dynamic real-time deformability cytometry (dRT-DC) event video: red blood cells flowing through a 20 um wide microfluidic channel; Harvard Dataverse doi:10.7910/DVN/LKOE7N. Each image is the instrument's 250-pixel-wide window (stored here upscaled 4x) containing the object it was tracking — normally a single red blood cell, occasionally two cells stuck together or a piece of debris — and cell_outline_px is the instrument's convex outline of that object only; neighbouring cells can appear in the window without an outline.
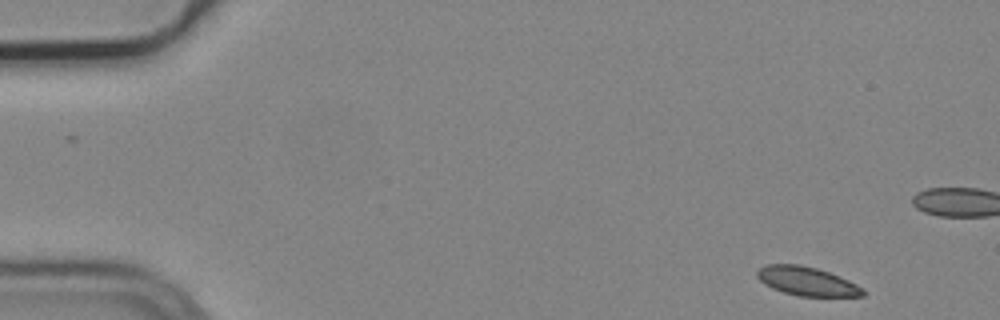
{"species": "common noctule bat (a hibernating species)", "species_latin": "Nyctalus noctula", "temperature_condition": "cold", "stored_images_in_passage": 6, "camera_frame_rate_fps": 3000, "um_per_image_px": 0.085, "animal": {"sex": "male", "body_mass_g": 19.2, "forearm_length_mm": 51.8}, "frame": {"image": 1, "passage_image": 1, "time_ms": 0.0, "image_size_px": [1000, 320], "cell_outline_px": [[864, 296], [800, 296], [784, 292], [772, 288], [764, 284], [756, 276], [756, 272], [760, 268], [768, 264], [800, 264], [816, 268], [828, 272], [848, 280], [856, 284], [864, 292]], "centroid_in_image_um": [68.54, 23.9], "position_along_channel_um": 16.5, "area_um2": 17.51}}
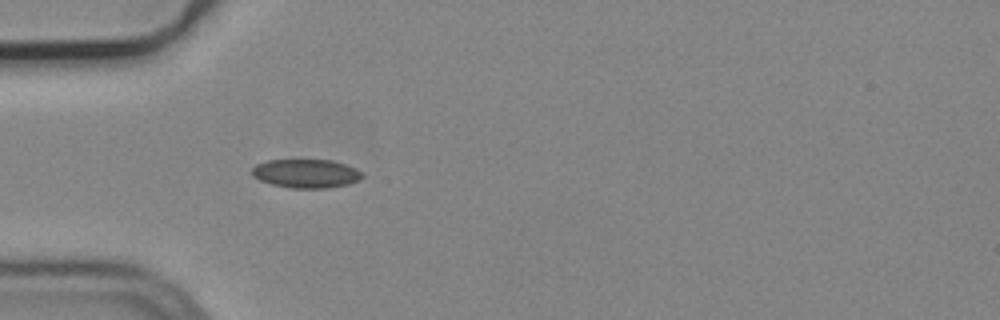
{"frame": {"image": 2, "passage_image": 6, "time_ms": 1.667, "image_size_px": [1000, 320], "cell_outline_px": [[364, 176], [348, 184], [328, 188], [292, 188], [272, 184], [260, 180], [252, 176], [252, 168], [256, 164], [268, 160], [332, 160], [356, 168], [364, 172]], "centroid_in_image_um": [26.02, 14.74], "position_along_channel_um": 59.0, "area_um2": 18.44}}